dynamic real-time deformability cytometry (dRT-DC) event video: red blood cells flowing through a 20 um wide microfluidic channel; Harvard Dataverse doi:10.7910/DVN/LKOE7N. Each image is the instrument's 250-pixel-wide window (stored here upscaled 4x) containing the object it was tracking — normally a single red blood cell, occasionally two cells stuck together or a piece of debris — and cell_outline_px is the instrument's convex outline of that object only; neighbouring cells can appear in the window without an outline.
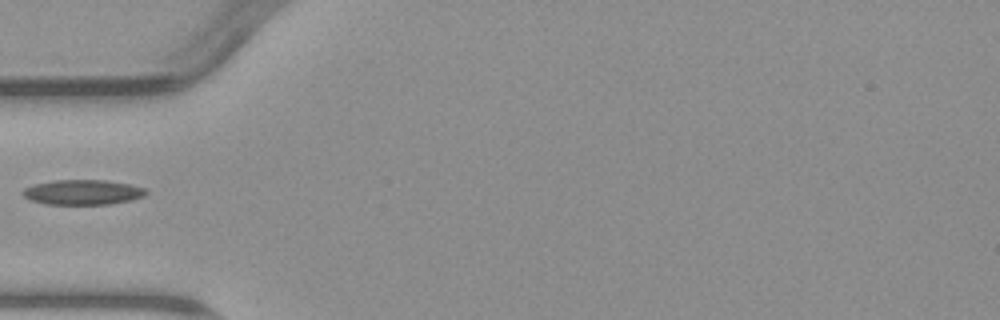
{"species": "common noctule bat (a hibernating species)", "species_latin": "Nyctalus noctula", "temperature_condition": "warm", "stored_images_in_passage": 1, "camera_frame_rate_fps": 3000, "um_per_image_px": 0.085, "animal": {"sex": "male", "body_mass_g": 23.1, "forearm_length_mm": 52.7}, "frame": {"image": 1, "passage_image": 1, "time_ms": 0.0, "image_size_px": [1000, 320], "cell_outline_px": [[148, 192], [144, 196], [128, 200], [108, 204], [44, 204], [32, 200], [24, 196], [20, 192], [24, 188], [36, 184], [52, 180], [108, 180], [128, 184], [144, 188]], "centroid_in_image_um": [7.0, 16.33], "position_along_channel_um": 78.0, "area_um2": 17.8}}